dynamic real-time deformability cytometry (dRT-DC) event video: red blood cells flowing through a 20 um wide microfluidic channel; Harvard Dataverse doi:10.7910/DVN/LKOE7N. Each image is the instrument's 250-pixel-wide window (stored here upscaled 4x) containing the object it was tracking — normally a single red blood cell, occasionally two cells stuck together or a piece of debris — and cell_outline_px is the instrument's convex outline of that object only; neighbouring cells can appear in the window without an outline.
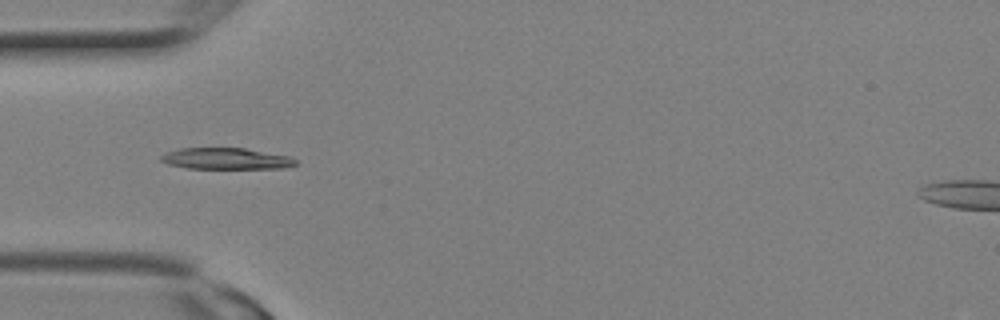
{"species": "Egyptian fruit bat (a non-hibernating species)", "species_latin": "Rousettus aegyptiacus", "temperature_condition": "room temperature", "stored_images_in_passage": 10, "camera_frame_rate_fps": 3000, "um_per_image_px": 0.085, "animal": {"sex": "female"}, "frame": {"image": 1, "passage_image": 4, "time_ms": 1.0, "image_size_px": [1000, 320], "cell_outline_px": [[296, 164], [284, 168], [188, 168], [168, 164], [160, 160], [160, 156], [168, 152], [180, 148], [244, 148], [288, 156], [296, 160]], "centroid_in_image_um": [19.19, 13.48], "position_along_channel_um": 65.8, "area_um2": 16.47}}
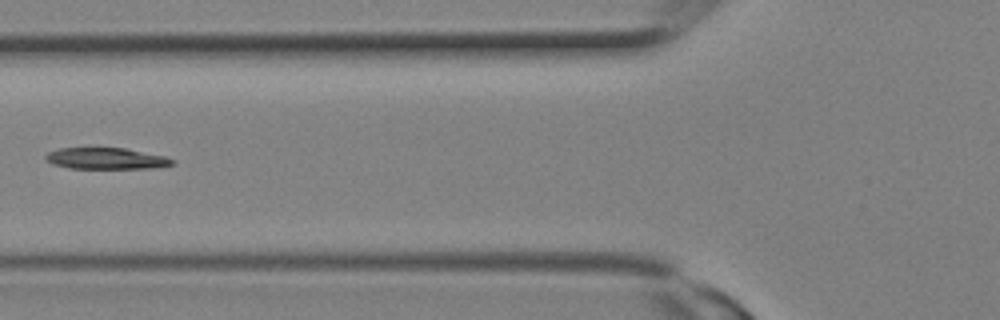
{"frame": {"image": 2, "passage_image": 6, "time_ms": 1.667, "image_size_px": [1000, 320], "cell_outline_px": [[176, 164], [156, 168], [68, 168], [52, 164], [44, 160], [44, 156], [48, 152], [56, 148], [124, 148], [164, 156], [176, 160]], "centroid_in_image_um": [9.0, 13.47], "position_along_channel_um": 116.8, "area_um2": 15.9}}
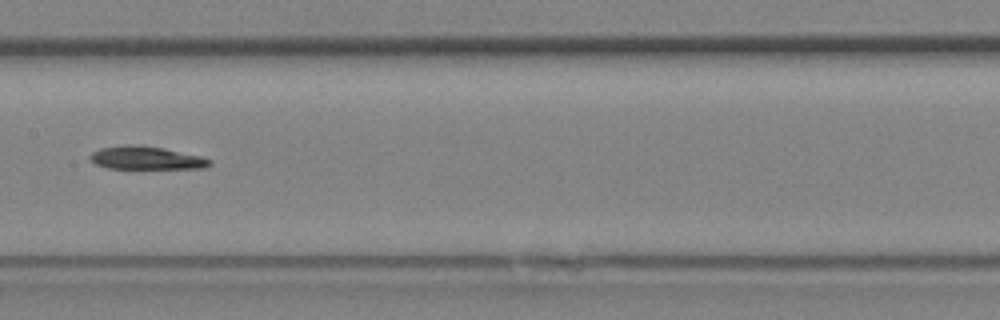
{"frame": {"image": 3, "passage_image": 9, "time_ms": 2.667, "image_size_px": [1000, 320], "cell_outline_px": [[212, 164], [204, 168], [108, 168], [96, 164], [88, 156], [92, 152], [100, 148], [128, 144], [140, 144], [164, 148], [200, 156], [212, 160]], "centroid_in_image_um": [12.42, 13.41], "position_along_channel_um": 195.0, "area_um2": 16.07}}